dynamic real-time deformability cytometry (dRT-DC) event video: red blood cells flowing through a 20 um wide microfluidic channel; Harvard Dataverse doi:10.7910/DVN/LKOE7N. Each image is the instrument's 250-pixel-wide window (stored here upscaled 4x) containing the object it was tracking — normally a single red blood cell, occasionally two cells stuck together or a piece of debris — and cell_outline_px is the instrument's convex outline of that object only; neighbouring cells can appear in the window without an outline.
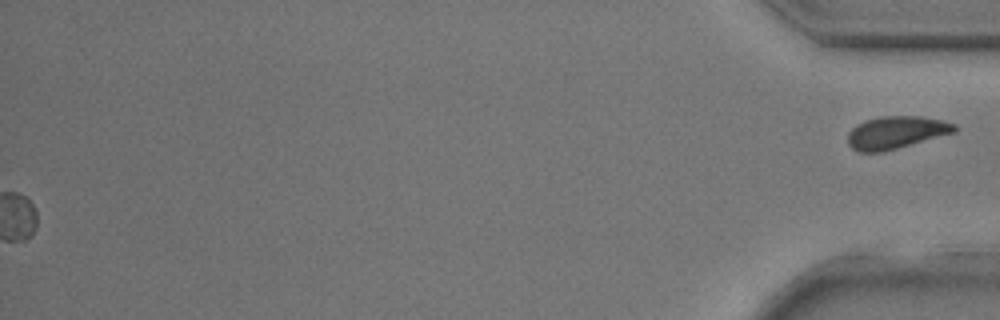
{"species": "common noctule bat (a hibernating species)", "species_latin": "Nyctalus noctula", "temperature_condition": "room temperature", "stored_images_in_passage": 34, "segment_of_instrument_passage": [2, 2], "camera_frame_rate_fps": 3000, "um_per_image_px": 0.085, "animal": {"sex": "male", "body_mass_g": 17.9, "forearm_length_mm": 54.2}, "frame": {"image": 1, "passage_image": 34, "time_ms": 11.0, "image_size_px": [1000, 320], "cell_outline_px": [[960, 128], [956, 132], [884, 152], [856, 152], [848, 144], [848, 132], [856, 124], [864, 120], [880, 116], [924, 116], [956, 124]], "centroid_in_image_um": [76.17, 11.26], "position_along_channel_um": 359.0, "area_um2": 20.58}}